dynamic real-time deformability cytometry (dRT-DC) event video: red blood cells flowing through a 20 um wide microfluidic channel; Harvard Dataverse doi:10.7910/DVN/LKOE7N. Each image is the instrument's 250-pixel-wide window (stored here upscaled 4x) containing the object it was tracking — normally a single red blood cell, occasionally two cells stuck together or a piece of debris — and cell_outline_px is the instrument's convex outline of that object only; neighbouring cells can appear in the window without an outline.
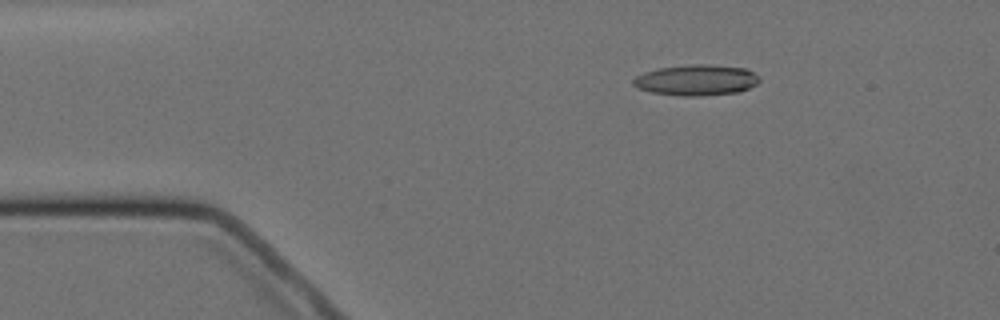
{"species": "Egyptian fruit bat (a non-hibernating species)", "species_latin": "Rousettus aegyptiacus", "temperature_condition": "cold", "stored_images_in_passage": 3, "camera_frame_rate_fps": 3000, "um_per_image_px": 0.085, "animal": {"sex": "female"}, "frame": {"image": 1, "passage_image": 1, "time_ms": 0.0, "image_size_px": [1000, 320], "cell_outline_px": [[760, 80], [756, 84], [740, 92], [700, 96], [680, 96], [652, 92], [640, 88], [632, 84], [632, 80], [636, 76], [644, 72], [656, 68], [692, 64], [708, 64], [744, 68], [760, 76]], "centroid_in_image_um": [59.19, 6.8], "position_along_channel_um": 25.8, "area_um2": 22.72}}
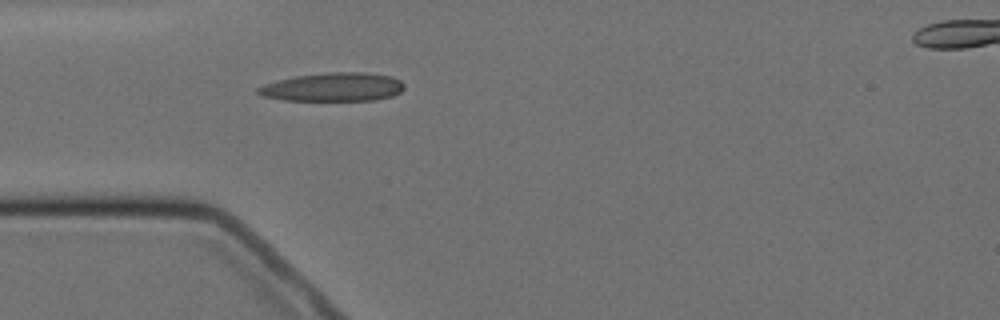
{"frame": {"image": 2, "passage_image": 3, "time_ms": 2.333, "image_size_px": [1000, 320], "cell_outline_px": [[404, 88], [400, 92], [392, 96], [372, 100], [284, 100], [264, 96], [256, 92], [256, 88], [264, 84], [296, 76], [328, 72], [364, 72], [392, 76], [400, 80], [404, 84]], "centroid_in_image_um": [28.34, 7.39], "position_along_channel_um": 56.7, "area_um2": 24.22}}